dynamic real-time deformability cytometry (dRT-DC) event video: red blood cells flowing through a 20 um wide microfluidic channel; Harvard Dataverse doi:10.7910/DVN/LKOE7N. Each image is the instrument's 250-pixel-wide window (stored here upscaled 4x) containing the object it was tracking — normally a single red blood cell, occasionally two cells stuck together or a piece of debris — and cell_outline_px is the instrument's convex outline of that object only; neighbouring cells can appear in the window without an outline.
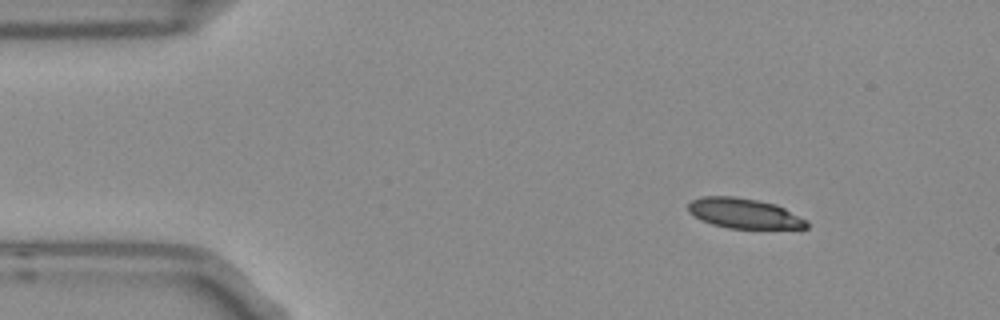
{"species": "Egyptian fruit bat (a non-hibernating species)", "species_latin": "Rousettus aegyptiacus", "temperature_condition": "room temperature", "stored_images_in_passage": 48, "camera_frame_rate_fps": 3000, "um_per_image_px": 0.085, "frame": {"image": 1, "passage_image": 1, "time_ms": 0.0, "image_size_px": [1000, 320], "cell_outline_px": [[808, 228], [728, 228], [712, 224], [700, 220], [688, 212], [688, 204], [692, 200], [700, 196], [736, 196], [776, 204], [808, 220]], "centroid_in_image_um": [63.22, 18.13], "position_along_channel_um": 21.8, "area_um2": 20.81}}
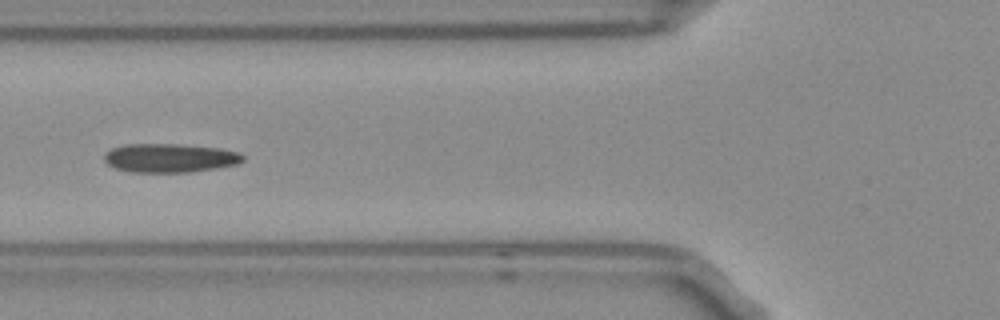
{"frame": {"image": 2, "passage_image": 14, "time_ms": 4.333, "image_size_px": [1000, 320], "cell_outline_px": [[244, 160], [236, 164], [216, 168], [188, 172], [132, 172], [116, 168], [108, 164], [104, 160], [104, 152], [112, 148], [128, 144], [176, 144], [220, 148], [240, 152], [244, 156]], "centroid_in_image_um": [14.44, 13.42], "position_along_channel_um": 111.4, "area_um2": 23.24}}
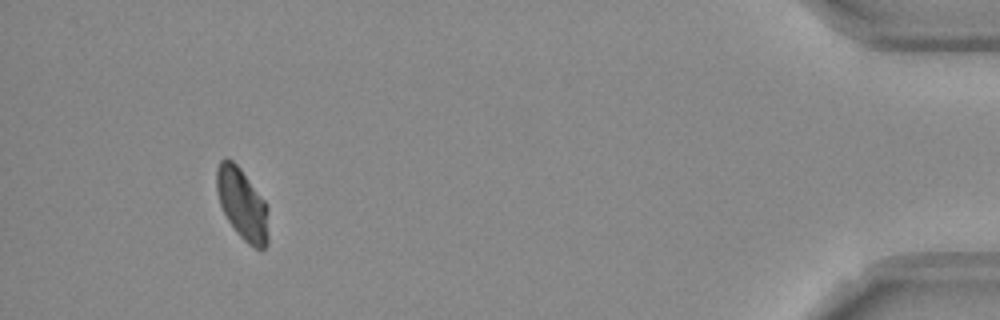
{"frame": {"image": 3, "passage_image": 44, "time_ms": 14.333, "image_size_px": [1000, 320], "cell_outline_px": [[268, 244], [264, 248], [256, 248], [248, 244], [240, 236], [228, 220], [220, 204], [216, 188], [216, 168], [220, 160], [224, 156], [232, 160], [240, 168], [264, 200], [268, 208]], "centroid_in_image_um": [20.59, 17.32], "position_along_channel_um": 414.6, "area_um2": 21.5}, "authors_computed_cell_mechanics": {"area_um2": 22.1374, "velocity_mm_per_s": 3.7465, "shape_relaxation_time_tau1_ms": null, "shape_relaxation_time_tau2_ms": 3.5606, "deformation_change_tau1": null, "deformation_change_tau2": 0.0589}}